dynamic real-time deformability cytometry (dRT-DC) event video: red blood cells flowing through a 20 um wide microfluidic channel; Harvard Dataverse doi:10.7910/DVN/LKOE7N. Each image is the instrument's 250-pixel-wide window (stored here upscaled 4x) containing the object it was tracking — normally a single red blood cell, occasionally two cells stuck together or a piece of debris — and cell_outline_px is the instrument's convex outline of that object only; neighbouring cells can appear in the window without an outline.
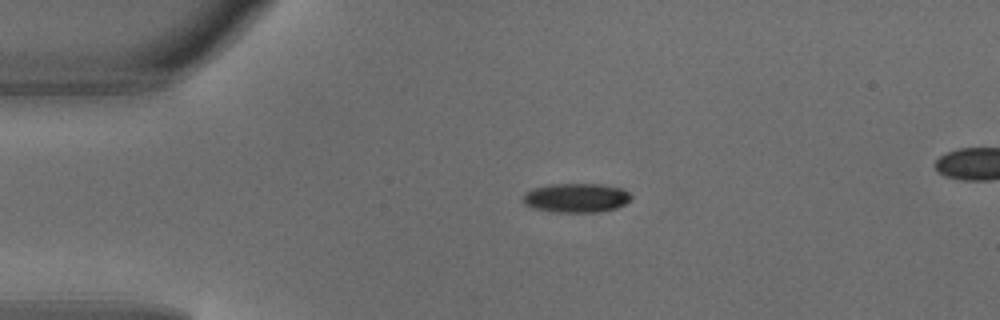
{"species": "common noctule bat (a hibernating species)", "species_latin": "Nyctalus noctula", "temperature_condition": "warm", "stored_images_in_passage": 4, "segment_of_instrument_passage": [1, 2], "camera_frame_rate_fps": 3000, "um_per_image_px": 0.085, "animal": {"sex": "male", "body_mass_g": 18.8}, "frame": {"image": 1, "passage_image": 2, "time_ms": 0.333, "image_size_px": [1000, 320], "cell_outline_px": [[632, 200], [616, 208], [600, 212], [556, 212], [532, 208], [524, 204], [520, 200], [524, 192], [532, 188], [548, 184], [600, 184], [620, 188], [628, 192], [632, 196]], "centroid_in_image_um": [48.93, 16.82], "position_along_channel_um": 36.1, "area_um2": 18.67}}